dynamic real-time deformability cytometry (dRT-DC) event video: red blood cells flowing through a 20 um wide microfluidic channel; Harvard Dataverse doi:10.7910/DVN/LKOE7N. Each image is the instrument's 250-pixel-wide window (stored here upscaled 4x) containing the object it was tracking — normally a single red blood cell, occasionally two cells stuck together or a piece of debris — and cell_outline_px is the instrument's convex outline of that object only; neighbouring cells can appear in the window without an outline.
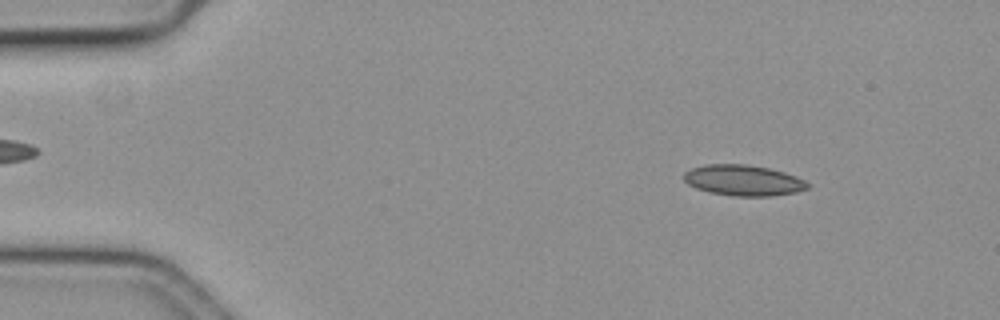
{"species": "common noctule bat (a hibernating species)", "species_latin": "Nyctalus noctula", "temperature_condition": "cold", "stored_images_in_passage": 19, "camera_frame_rate_fps": 3000, "um_per_image_px": 0.085, "animal": {"sex": "female", "body_mass_g": 19.3, "forearm_length_mm": 54.1}, "frame": {"image": 1, "passage_image": 7, "time_ms": 2.0, "image_size_px": [1000, 320], "cell_outline_px": [[812, 184], [808, 188], [796, 192], [772, 196], [732, 196], [708, 192], [696, 188], [688, 184], [684, 180], [684, 172], [692, 168], [704, 164], [744, 164], [768, 168], [784, 172], [796, 176]], "centroid_in_image_um": [63.19, 15.33], "position_along_channel_um": 21.8, "area_um2": 22.31}}
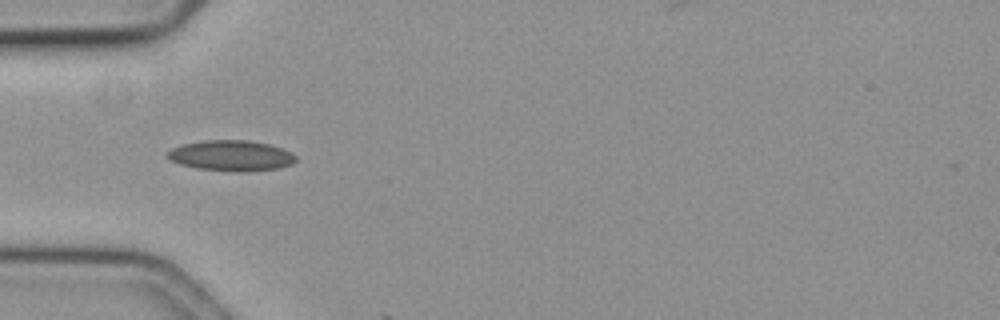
{"frame": {"image": 2, "passage_image": 18, "time_ms": 5.667, "image_size_px": [1000, 320], "cell_outline_px": [[296, 160], [292, 164], [280, 168], [248, 172], [236, 172], [196, 168], [180, 164], [164, 156], [172, 148], [184, 144], [204, 140], [248, 140], [268, 144], [292, 152], [296, 156]], "centroid_in_image_um": [19.67, 13.24], "position_along_channel_um": 65.3, "area_um2": 23.0}}